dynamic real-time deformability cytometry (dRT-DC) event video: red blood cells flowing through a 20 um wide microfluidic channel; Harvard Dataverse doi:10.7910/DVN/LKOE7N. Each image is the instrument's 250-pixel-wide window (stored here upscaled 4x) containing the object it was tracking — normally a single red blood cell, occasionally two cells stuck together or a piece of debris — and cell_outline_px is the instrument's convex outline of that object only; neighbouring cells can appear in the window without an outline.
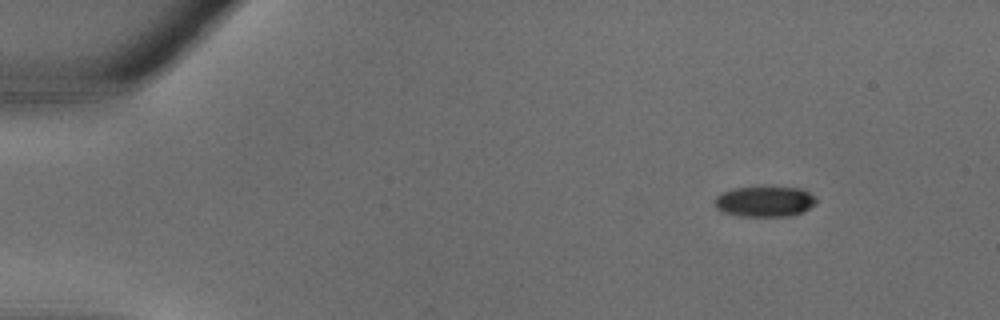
{"species": "common noctule bat (a hibernating species)", "species_latin": "Nyctalus noctula", "temperature_condition": "warm", "stored_images_in_passage": 32, "camera_frame_rate_fps": 3000, "um_per_image_px": 0.085, "animal": {"sex": "male", "body_mass_g": 18.8}, "frame": {"image": 1, "passage_image": 1, "time_ms": 0.0, "image_size_px": [1000, 320], "cell_outline_px": [[816, 204], [804, 212], [788, 216], [740, 216], [724, 212], [716, 208], [712, 200], [716, 196], [732, 188], [800, 188], [816, 196]], "centroid_in_image_um": [65.0, 17.14], "position_along_channel_um": 20.0, "area_um2": 17.98}}
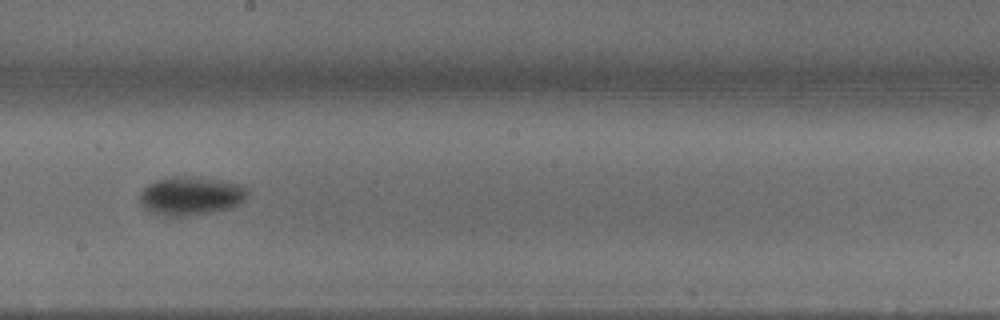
{"frame": {"image": 2, "passage_image": 17, "time_ms": 5.333, "image_size_px": [1000, 320], "cell_outline_px": [[248, 196], [244, 200], [228, 208], [208, 212], [184, 216], [168, 216], [152, 212], [144, 208], [140, 200], [140, 192], [148, 184], [156, 180], [172, 176], [200, 176], [240, 184], [248, 188]], "centroid_in_image_um": [16.22, 16.62], "position_along_channel_um": 232.0, "area_um2": 24.16}}
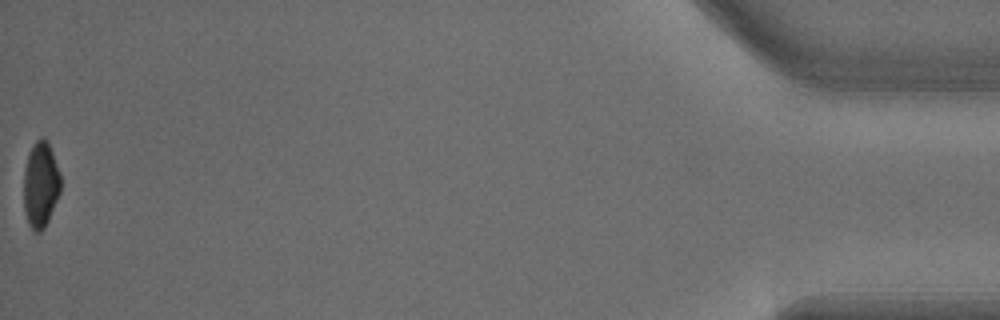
{"frame": {"image": 3, "passage_image": 32, "time_ms": 10.333, "image_size_px": [1000, 320], "cell_outline_px": [[60, 192], [48, 220], [44, 228], [40, 232], [36, 232], [28, 224], [24, 212], [24, 168], [28, 152], [36, 140], [40, 136], [44, 136], [48, 140], [60, 172]], "centroid_in_image_um": [3.45, 15.64], "position_along_channel_um": 431.8, "area_um2": 18.67}}